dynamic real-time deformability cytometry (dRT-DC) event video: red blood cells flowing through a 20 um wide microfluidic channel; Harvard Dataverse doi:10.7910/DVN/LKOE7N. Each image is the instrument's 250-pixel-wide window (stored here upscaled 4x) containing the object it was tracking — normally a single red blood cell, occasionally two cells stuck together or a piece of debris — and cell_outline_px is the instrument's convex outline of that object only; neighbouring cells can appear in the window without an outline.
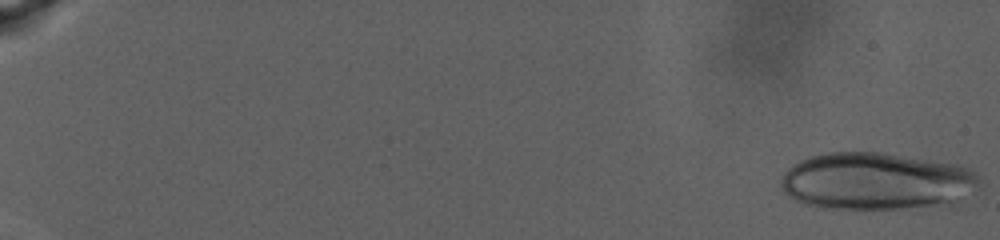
{"species": "human", "species_latin": "Homo sapiens", "temperature_condition": "warm", "stored_images_in_passage": 35, "camera_frame_rate_fps": 3000, "um_per_image_px": 0.085, "donor": {"sex": "male"}, "frame": {"image": 1, "passage_image": 1, "time_ms": 0.0, "image_size_px": [1000, 240], "cell_outline_px": [[984, 184], [956, 200], [932, 204], [896, 208], [816, 208], [804, 204], [788, 196], [780, 188], [780, 180], [784, 172], [792, 164], [808, 156], [828, 152], [880, 152], [956, 164], [968, 168], [976, 172], [980, 176]], "centroid_in_image_um": [74.41, 15.37], "position_along_channel_um": 10.6, "area_um2": 65.89}}